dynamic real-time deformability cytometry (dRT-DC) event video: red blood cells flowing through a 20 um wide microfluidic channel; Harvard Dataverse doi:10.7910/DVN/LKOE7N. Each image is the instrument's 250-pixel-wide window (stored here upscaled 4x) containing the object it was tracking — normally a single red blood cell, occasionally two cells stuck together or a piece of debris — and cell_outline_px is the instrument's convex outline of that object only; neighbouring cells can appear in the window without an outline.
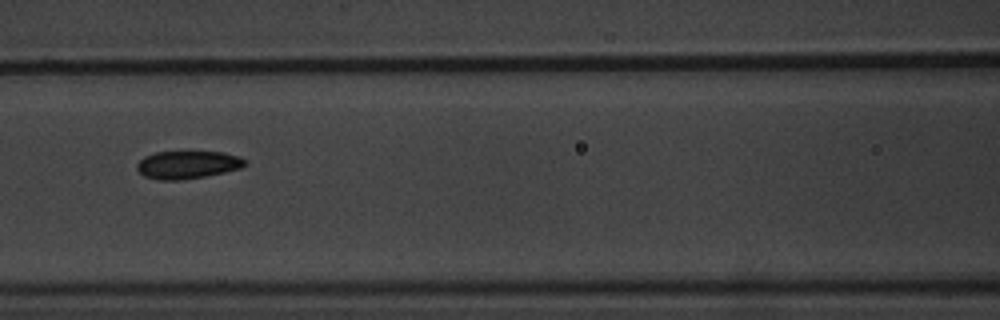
{"species": "common noctule bat (a hibernating species)", "species_latin": "Nyctalus noctula", "temperature_condition": "warm", "stored_images_in_passage": 8, "camera_frame_rate_fps": 3000, "um_per_image_px": 0.085, "animal": {"sex": "male", "body_mass_g": 20.1, "forearm_length_mm": 53.5}, "frame": {"image": 1, "passage_image": 7, "time_ms": 7.333, "image_size_px": [1000, 320], "cell_outline_px": [[248, 164], [240, 168], [224, 172], [204, 176], [180, 180], [160, 180], [144, 176], [136, 168], [136, 164], [144, 156], [156, 152], [188, 148], [224, 152], [240, 156], [248, 160]], "centroid_in_image_um": [15.98, 13.93], "position_along_channel_um": 150.6, "area_um2": 18.55}}
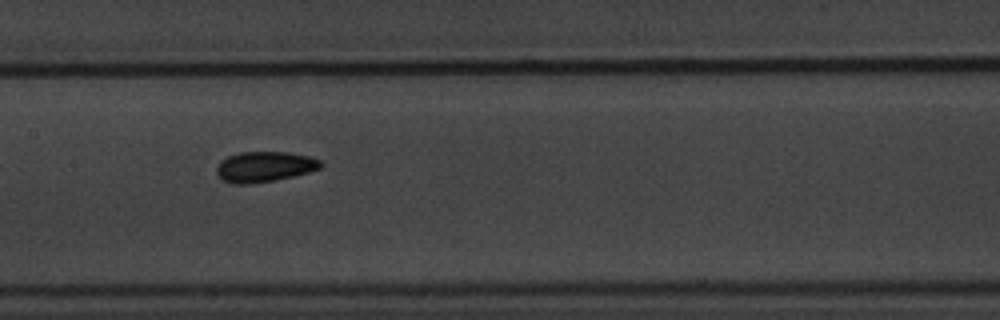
{"frame": {"image": 2, "passage_image": 8, "time_ms": 8.333, "image_size_px": [1000, 320], "cell_outline_px": [[324, 164], [320, 168], [308, 172], [276, 180], [252, 184], [228, 184], [220, 180], [216, 172], [216, 168], [220, 160], [228, 156], [240, 152], [288, 152], [308, 156], [320, 160]], "centroid_in_image_um": [22.43, 14.18], "position_along_channel_um": 185.0, "area_um2": 18.73}}